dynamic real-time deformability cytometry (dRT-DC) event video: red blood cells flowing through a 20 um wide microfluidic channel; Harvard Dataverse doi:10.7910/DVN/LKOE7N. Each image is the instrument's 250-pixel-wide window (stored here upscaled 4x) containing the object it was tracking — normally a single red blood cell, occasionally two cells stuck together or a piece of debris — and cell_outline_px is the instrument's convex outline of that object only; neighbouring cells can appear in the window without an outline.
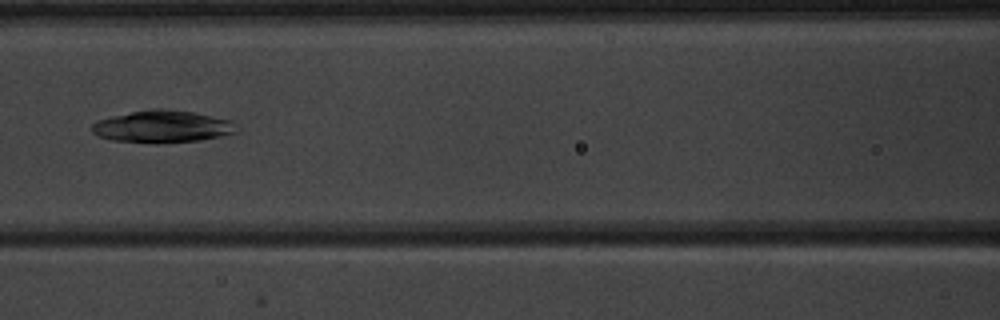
{"species": "common noctule bat (a hibernating species)", "species_latin": "Nyctalus noctula", "temperature_condition": "warm", "stored_images_in_passage": 5, "camera_frame_rate_fps": 3000, "um_per_image_px": 0.085, "animal": {"sex": "male", "body_mass_g": 20.1, "forearm_length_mm": 53.5}, "frame": {"image": 1, "passage_image": 5, "time_ms": 5.333, "image_size_px": [1000, 320], "cell_outline_px": [[240, 128], [236, 132], [224, 136], [200, 140], [156, 144], [152, 144], [112, 140], [96, 136], [88, 128], [92, 124], [100, 120], [112, 116], [132, 112], [156, 108], [160, 108], [196, 112], [232, 120]], "centroid_in_image_um": [13.83, 10.77], "position_along_channel_um": 152.8, "area_um2": 27.69}}